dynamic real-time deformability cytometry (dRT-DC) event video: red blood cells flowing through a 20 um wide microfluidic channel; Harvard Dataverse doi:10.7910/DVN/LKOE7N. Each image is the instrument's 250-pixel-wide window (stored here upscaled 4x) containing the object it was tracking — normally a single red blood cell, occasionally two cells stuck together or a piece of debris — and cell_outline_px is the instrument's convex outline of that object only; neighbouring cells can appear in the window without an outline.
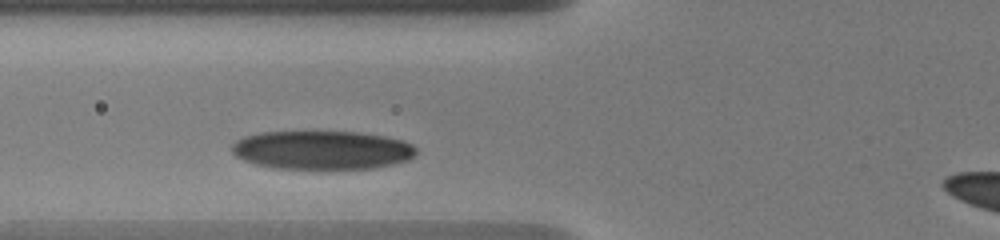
{"species": "human", "species_latin": "Homo sapiens", "temperature_condition": "warm", "stored_images_in_passage": 7, "camera_frame_rate_fps": 3000, "um_per_image_px": 0.085, "donor": {"sex": "male"}, "frame": {"image": 1, "passage_image": 2, "time_ms": 0.667, "image_size_px": [1000, 240], "cell_outline_px": [[416, 152], [408, 160], [376, 168], [272, 168], [256, 164], [244, 160], [236, 156], [232, 152], [232, 144], [236, 140], [244, 136], [260, 132], [360, 132], [384, 136], [404, 140], [412, 144], [416, 148]], "centroid_in_image_um": [27.37, 12.74], "position_along_channel_um": 98.4, "area_um2": 41.44}}
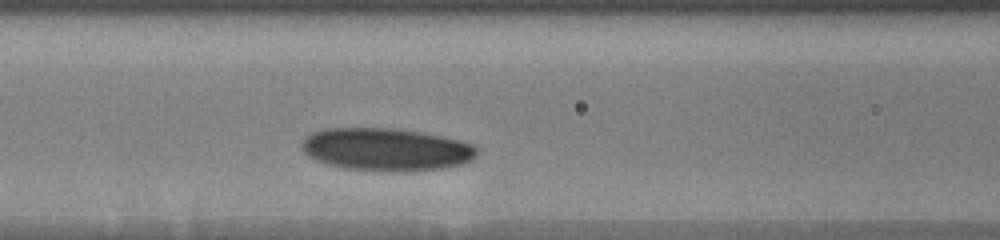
{"frame": {"image": 2, "passage_image": 4, "time_ms": 1.667, "image_size_px": [1000, 240], "cell_outline_px": [[476, 152], [472, 160], [464, 164], [444, 168], [344, 168], [328, 164], [316, 160], [304, 152], [300, 144], [304, 136], [312, 132], [324, 128], [396, 128], [420, 132], [440, 136], [472, 144], [476, 148]], "centroid_in_image_um": [32.75, 12.64], "position_along_channel_um": 133.8, "area_um2": 42.14}}
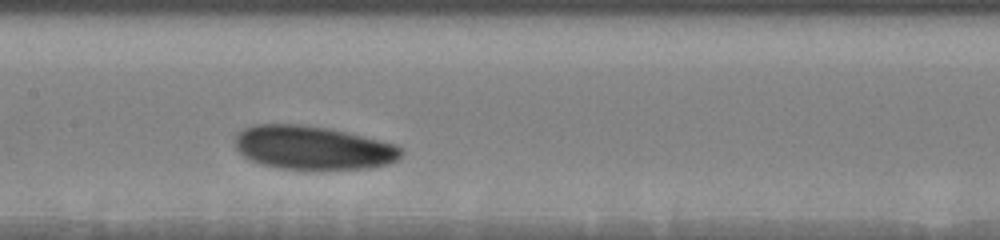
{"frame": {"image": 3, "passage_image": 6, "time_ms": 3.0, "image_size_px": [1000, 240], "cell_outline_px": [[404, 152], [396, 160], [388, 164], [372, 168], [276, 168], [260, 164], [244, 156], [236, 148], [236, 136], [244, 128], [256, 124], [304, 124], [328, 128], [380, 140], [396, 144], [404, 148]], "centroid_in_image_um": [26.62, 12.54], "position_along_channel_um": 180.8, "area_um2": 41.96}}